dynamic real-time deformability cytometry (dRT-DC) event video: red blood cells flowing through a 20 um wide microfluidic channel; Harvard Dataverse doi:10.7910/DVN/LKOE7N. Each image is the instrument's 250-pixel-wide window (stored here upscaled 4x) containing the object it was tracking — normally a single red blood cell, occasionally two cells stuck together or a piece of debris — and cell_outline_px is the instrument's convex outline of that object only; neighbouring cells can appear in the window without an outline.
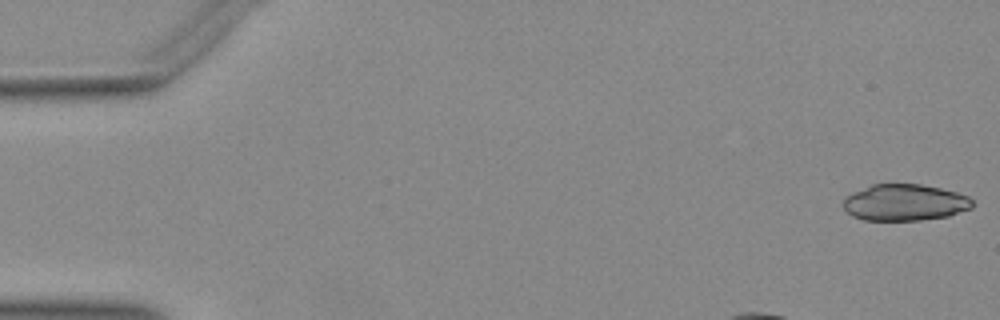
{"species": "Egyptian fruit bat (a non-hibernating species)", "species_latin": "Rousettus aegyptiacus", "temperature_condition": "warm", "stored_images_in_passage": 12, "camera_frame_rate_fps": 3000, "um_per_image_px": 0.085, "animal": {"sex": "female"}, "frame": {"image": 1, "passage_image": 1, "time_ms": 0.0, "image_size_px": [1000, 320], "cell_outline_px": [[972, 208], [948, 216], [920, 220], [864, 220], [852, 216], [844, 208], [844, 196], [852, 192], [872, 184], [920, 184], [940, 188], [956, 192], [968, 196], [972, 200]], "centroid_in_image_um": [76.89, 17.21], "position_along_channel_um": 8.1, "area_um2": 27.46}}